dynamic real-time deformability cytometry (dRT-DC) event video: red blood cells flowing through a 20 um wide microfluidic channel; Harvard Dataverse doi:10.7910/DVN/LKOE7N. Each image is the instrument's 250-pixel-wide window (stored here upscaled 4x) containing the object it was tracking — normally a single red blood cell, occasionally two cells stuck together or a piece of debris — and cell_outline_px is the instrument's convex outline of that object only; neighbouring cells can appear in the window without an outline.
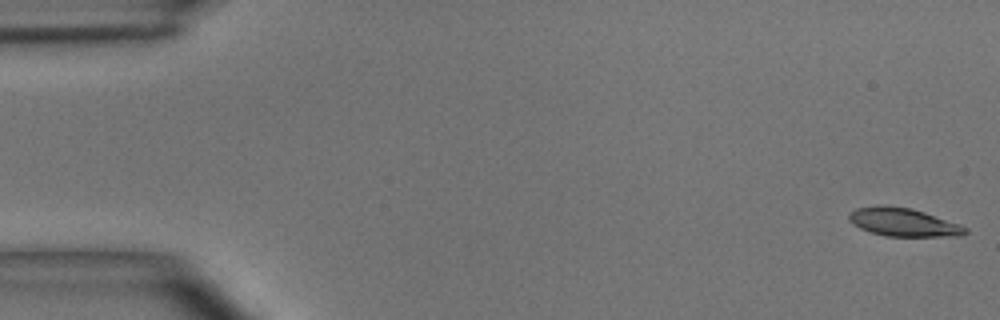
{"species": "common noctule bat (a hibernating species)", "species_latin": "Nyctalus noctula", "temperature_condition": "room temperature", "stored_images_in_passage": 8, "camera_frame_rate_fps": 3000, "um_per_image_px": 0.085, "animal": {"sex": "male", "body_mass_g": 15.6}, "frame": {"image": 1, "passage_image": 1, "time_ms": 0.0, "image_size_px": [1000, 320], "cell_outline_px": [[968, 232], [960, 236], [884, 236], [860, 228], [852, 224], [848, 220], [848, 216], [856, 208], [876, 204], [880, 204], [912, 208], [960, 224], [968, 228]], "centroid_in_image_um": [76.77, 18.88], "position_along_channel_um": 8.2, "area_um2": 19.31}}
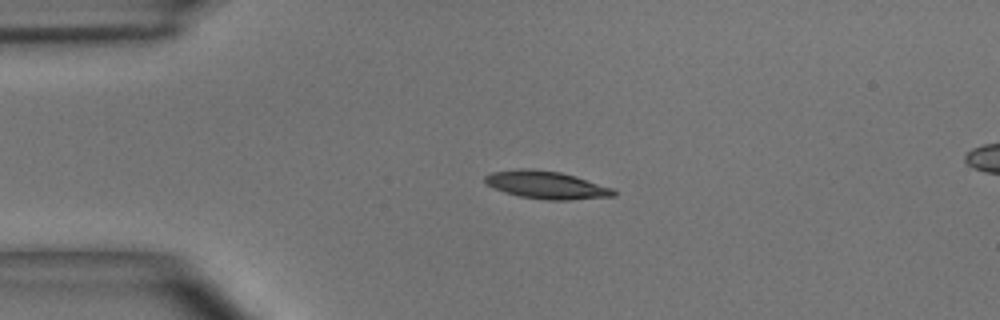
{"frame": {"image": 2, "passage_image": 4, "time_ms": 1.0, "image_size_px": [1000, 320], "cell_outline_px": [[616, 196], [572, 200], [548, 200], [520, 196], [504, 192], [492, 188], [484, 184], [484, 176], [492, 172], [520, 168], [528, 168], [560, 172], [576, 176], [612, 188], [616, 192]], "centroid_in_image_um": [46.41, 15.72], "position_along_channel_um": 38.6, "area_um2": 20.92}}
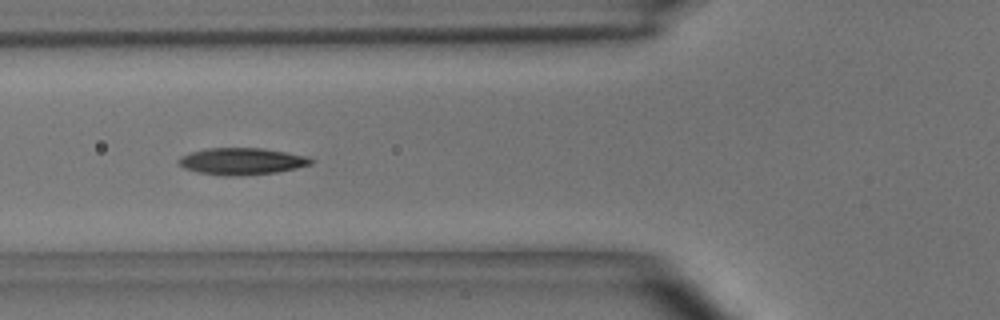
{"frame": {"image": 3, "passage_image": 6, "time_ms": 1.667, "image_size_px": [1000, 320], "cell_outline_px": [[316, 160], [312, 164], [296, 168], [276, 172], [240, 176], [228, 176], [196, 172], [184, 168], [176, 160], [180, 156], [192, 152], [208, 148], [264, 148], [308, 156]], "centroid_in_image_um": [20.57, 13.71], "position_along_channel_um": 105.2, "area_um2": 20.81}}